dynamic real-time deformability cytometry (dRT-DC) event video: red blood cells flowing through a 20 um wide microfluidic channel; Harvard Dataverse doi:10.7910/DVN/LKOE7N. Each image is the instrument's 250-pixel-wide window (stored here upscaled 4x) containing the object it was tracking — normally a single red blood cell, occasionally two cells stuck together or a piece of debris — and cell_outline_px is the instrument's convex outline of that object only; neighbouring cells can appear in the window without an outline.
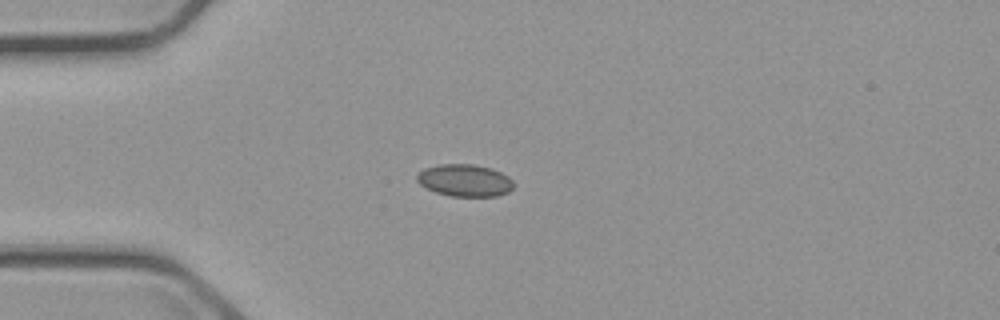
{"species": "common noctule bat (a hibernating species)", "species_latin": "Nyctalus noctula", "temperature_condition": "cold", "stored_images_in_passage": 3, "camera_frame_rate_fps": 3000, "um_per_image_px": 0.085, "animal": {"sex": "male", "body_mass_g": 23.1, "forearm_length_mm": 52.7}, "frame": {"image": 1, "passage_image": 1, "time_ms": 0.0, "image_size_px": [1000, 320], "cell_outline_px": [[512, 188], [508, 192], [496, 196], [452, 196], [436, 192], [420, 184], [416, 180], [416, 176], [424, 168], [440, 164], [472, 164], [492, 168], [508, 176], [512, 180]], "centroid_in_image_um": [39.5, 15.32], "position_along_channel_um": 45.5, "area_um2": 17.98}}
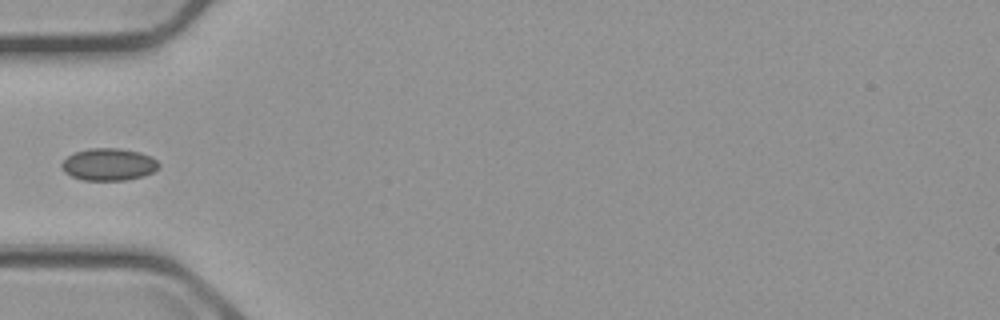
{"frame": {"image": 2, "passage_image": 2, "time_ms": 1.333, "image_size_px": [1000, 320], "cell_outline_px": [[160, 164], [152, 172], [144, 176], [124, 180], [84, 180], [72, 176], [64, 172], [60, 168], [60, 164], [68, 156], [76, 152], [92, 148], [116, 148], [140, 152], [152, 156]], "centroid_in_image_um": [9.23, 13.98], "position_along_channel_um": 75.8, "area_um2": 18.15}}
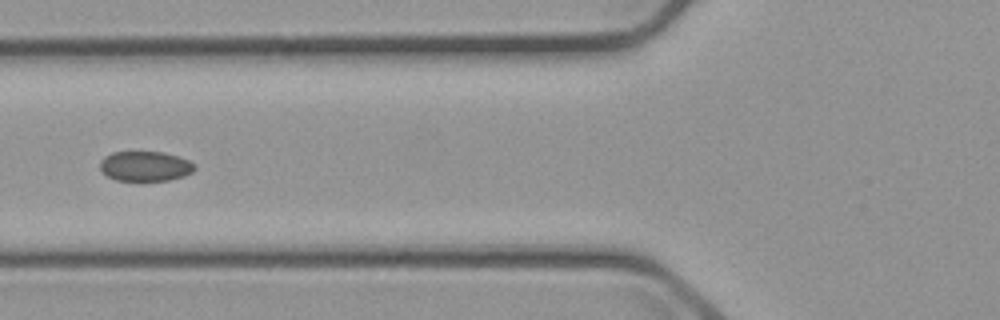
{"frame": {"image": 3, "passage_image": 3, "time_ms": 2.333, "image_size_px": [1000, 320], "cell_outline_px": [[196, 168], [192, 172], [184, 176], [168, 180], [116, 180], [108, 176], [100, 168], [100, 160], [104, 156], [112, 152], [164, 152], [188, 160], [196, 164]], "centroid_in_image_um": [12.35, 14.12], "position_along_channel_um": 113.5, "area_um2": 16.42}}